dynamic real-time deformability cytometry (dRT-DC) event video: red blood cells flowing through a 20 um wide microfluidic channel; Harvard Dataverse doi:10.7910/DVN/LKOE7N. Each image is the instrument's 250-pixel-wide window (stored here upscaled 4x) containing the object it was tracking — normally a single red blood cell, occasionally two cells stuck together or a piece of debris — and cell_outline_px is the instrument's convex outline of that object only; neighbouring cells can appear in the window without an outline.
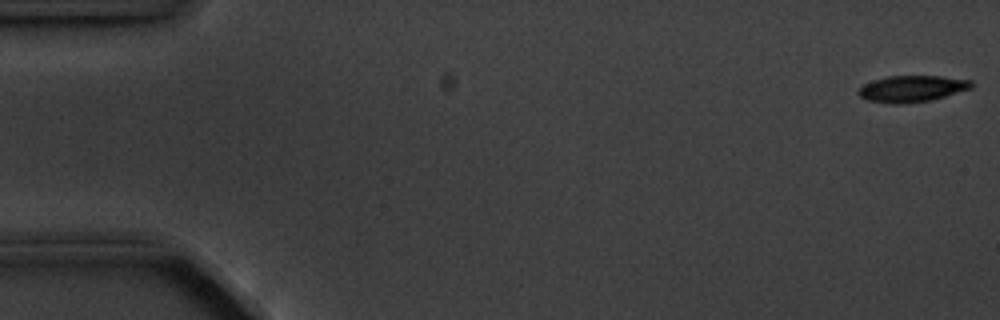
{"species": "common noctule bat (a hibernating species)", "species_latin": "Nyctalus noctula", "temperature_condition": "cold", "stored_images_in_passage": 5, "camera_frame_rate_fps": 3000, "um_per_image_px": 0.085, "animal": {"sex": "male", "body_mass_g": 20.1, "forearm_length_mm": 53.5}, "frame": {"image": 1, "passage_image": 1, "time_ms": 0.0, "image_size_px": [1000, 320], "cell_outline_px": [[972, 88], [932, 100], [908, 104], [892, 104], [868, 100], [860, 96], [856, 92], [864, 84], [888, 76], [940, 76], [972, 80]], "centroid_in_image_um": [77.53, 7.55], "position_along_channel_um": 7.5, "area_um2": 17.4}}
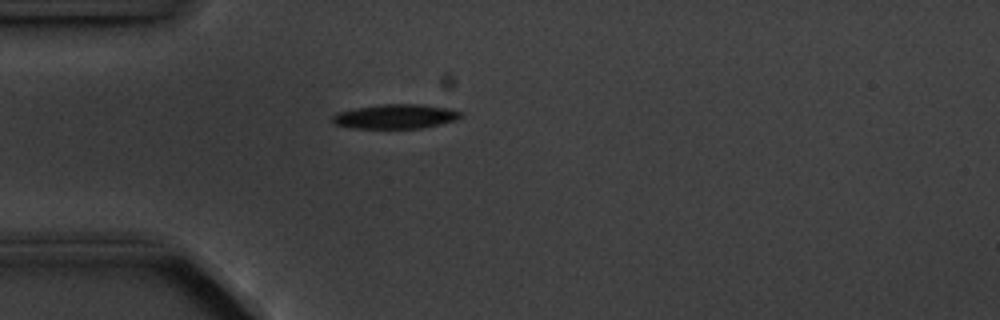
{"frame": {"image": 2, "passage_image": 5, "time_ms": 4.667, "image_size_px": [1000, 320], "cell_outline_px": [[464, 116], [456, 120], [424, 128], [352, 128], [336, 124], [332, 120], [332, 116], [336, 112], [356, 108], [380, 104], [424, 104], [448, 108], [464, 112]], "centroid_in_image_um": [33.67, 9.89], "position_along_channel_um": 51.3, "area_um2": 18.44}}